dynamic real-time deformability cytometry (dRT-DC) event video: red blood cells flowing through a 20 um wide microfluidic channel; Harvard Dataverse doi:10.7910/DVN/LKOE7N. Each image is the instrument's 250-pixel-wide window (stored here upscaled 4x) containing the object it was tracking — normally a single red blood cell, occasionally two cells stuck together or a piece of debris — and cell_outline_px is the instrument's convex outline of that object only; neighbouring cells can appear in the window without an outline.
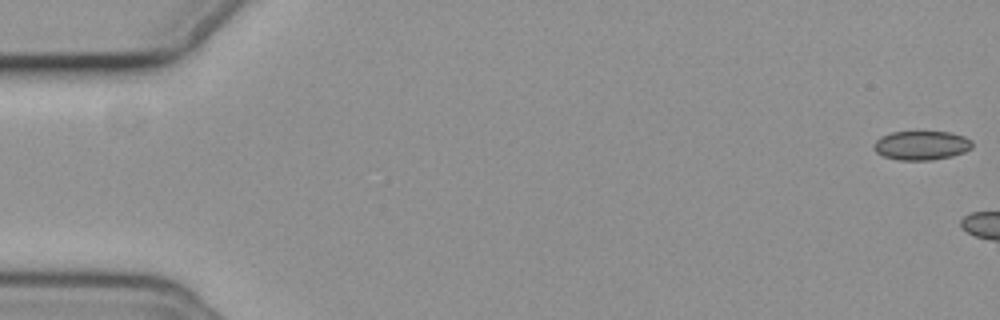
{"species": "common noctule bat (a hibernating species)", "species_latin": "Nyctalus noctula", "temperature_condition": "cold", "stored_images_in_passage": 5, "camera_frame_rate_fps": 3000, "um_per_image_px": 0.085, "animal": {"sex": "female", "body_mass_g": 19.3, "forearm_length_mm": 54.1}, "frame": {"image": 1, "passage_image": 1, "time_ms": 0.0, "image_size_px": [1000, 320], "cell_outline_px": [[972, 148], [964, 152], [952, 156], [932, 160], [900, 160], [884, 156], [876, 152], [872, 148], [876, 140], [880, 136], [892, 132], [952, 132], [964, 136], [972, 140]], "centroid_in_image_um": [78.33, 12.35], "position_along_channel_um": 6.7, "area_um2": 16.76}}